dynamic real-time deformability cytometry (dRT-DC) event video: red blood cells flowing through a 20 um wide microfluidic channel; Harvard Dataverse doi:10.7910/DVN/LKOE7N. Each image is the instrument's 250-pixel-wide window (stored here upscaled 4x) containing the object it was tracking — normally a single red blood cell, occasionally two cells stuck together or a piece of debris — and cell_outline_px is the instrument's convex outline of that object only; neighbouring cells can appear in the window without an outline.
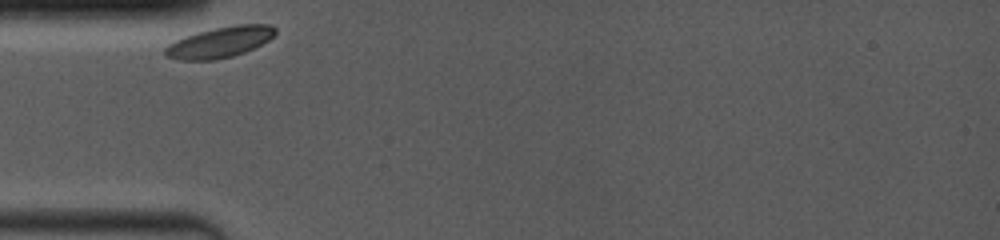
{"species": "common noctule bat (a hibernating species)", "species_latin": "Nyctalus noctula", "temperature_condition": "room temperature", "stored_images_in_passage": 30, "camera_frame_rate_fps": 4000, "um_per_image_px": 0.085, "animal": {"sex": "female", "body_mass_g": 19.0, "forearm_length_mm": 53.3}, "frame": {"image": 1, "passage_image": 1, "time_ms": 0.0, "image_size_px": [1000, 240], "cell_outline_px": [[276, 32], [268, 40], [244, 52], [232, 56], [212, 60], [180, 60], [168, 56], [164, 52], [164, 48], [168, 44], [176, 40], [200, 32], [216, 28], [236, 24], [272, 24], [276, 28]], "centroid_in_image_um": [18.71, 3.58], "position_along_channel_um": 66.3, "area_um2": 19.36}}
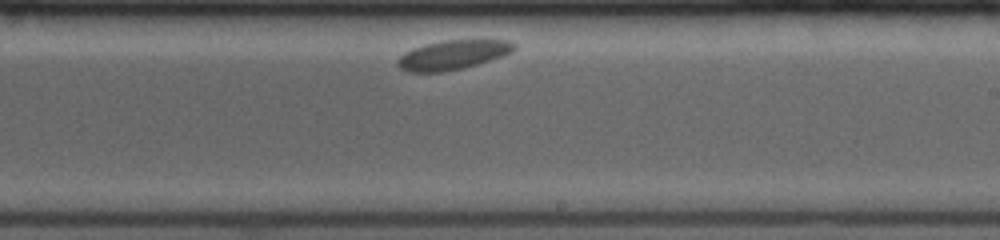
{"frame": {"image": 2, "passage_image": 18, "time_ms": 5.5, "image_size_px": [1000, 240], "cell_outline_px": [[516, 48], [512, 52], [476, 64], [444, 72], [408, 72], [400, 68], [396, 64], [396, 60], [404, 52], [412, 48], [424, 44], [444, 40], [508, 40], [516, 44]], "centroid_in_image_um": [38.43, 4.66], "position_along_channel_um": 250.6, "area_um2": 19.83}}
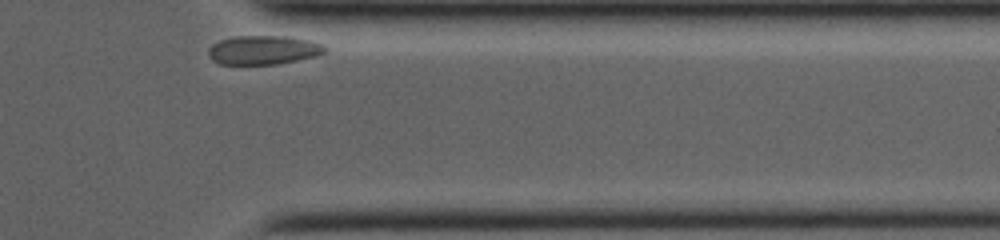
{"frame": {"image": 3, "passage_image": 30, "time_ms": 9.5, "image_size_px": [1000, 240], "cell_outline_px": [[328, 48], [324, 52], [316, 56], [276, 64], [220, 64], [212, 60], [208, 56], [208, 48], [212, 44], [220, 40], [236, 36], [288, 36], [312, 40], [324, 44]], "centroid_in_image_um": [22.4, 4.24], "position_along_channel_um": 389.0, "area_um2": 19.83}, "authors_computed_cell_mechanics": {"area_um2": 19.9121, "velocity_mm_per_s": 3.3748, "shape_relaxation_time_tau1_ms": null, "shape_relaxation_time_tau2_ms": 2.0048, "deformation_change_tau1": null, "deformation_change_tau2": 0.0311}}